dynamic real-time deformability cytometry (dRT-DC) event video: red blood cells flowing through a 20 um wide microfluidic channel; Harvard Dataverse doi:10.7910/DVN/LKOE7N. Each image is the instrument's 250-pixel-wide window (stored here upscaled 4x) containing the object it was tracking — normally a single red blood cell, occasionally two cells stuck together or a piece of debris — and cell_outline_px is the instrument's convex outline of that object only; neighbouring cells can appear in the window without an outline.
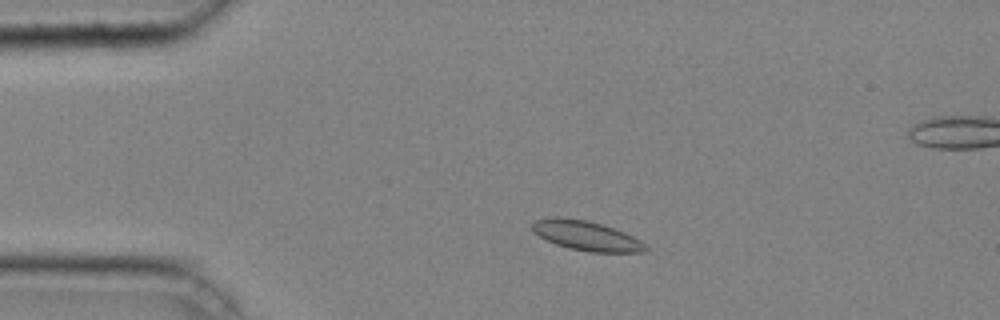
{"species": "common noctule bat (a hibernating species)", "species_latin": "Nyctalus noctula", "temperature_condition": "cold", "stored_images_in_passage": 37, "camera_frame_rate_fps": 3000, "um_per_image_px": 0.085, "animal": {"sex": "male", "body_mass_g": 20.4}, "frame": {"image": 1, "passage_image": 6, "time_ms": 1.667, "image_size_px": [1000, 320], "cell_outline_px": [[648, 252], [588, 252], [568, 248], [556, 244], [532, 232], [532, 224], [536, 220], [552, 216], [556, 216], [588, 220], [604, 224], [624, 232], [640, 240], [648, 248]], "centroid_in_image_um": [49.84, 20.02], "position_along_channel_um": 35.2, "area_um2": 19.71}}
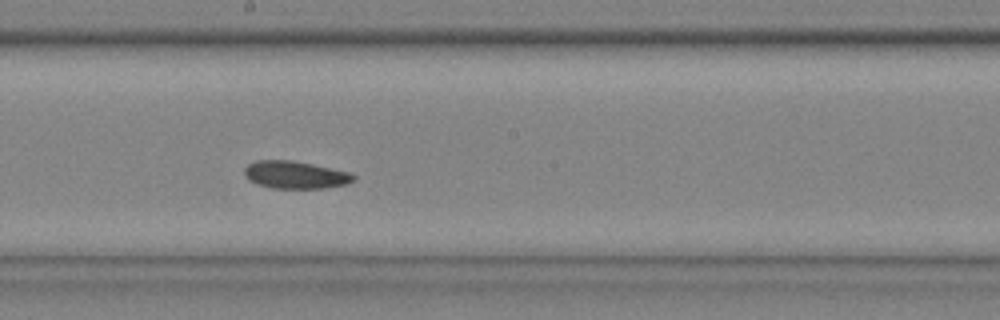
{"frame": {"image": 2, "passage_image": 22, "time_ms": 7.0, "image_size_px": [1000, 320], "cell_outline_px": [[356, 176], [352, 180], [344, 184], [324, 188], [272, 188], [256, 184], [248, 180], [244, 176], [244, 168], [248, 164], [256, 160], [292, 160], [312, 164], [348, 172]], "centroid_in_image_um": [25.02, 14.86], "position_along_channel_um": 223.2, "area_um2": 17.4}}
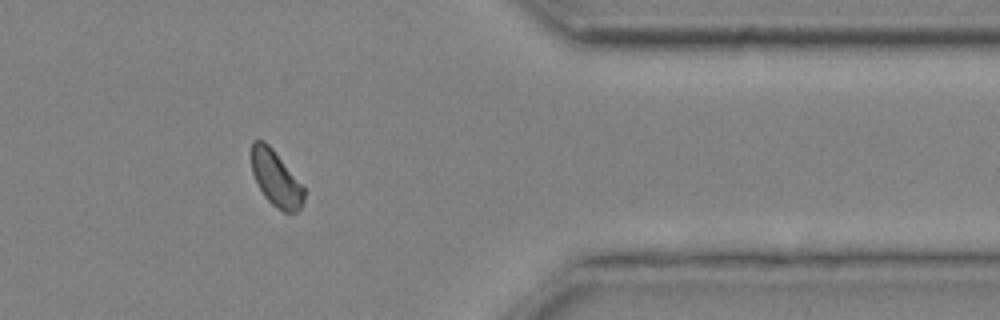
{"frame": {"image": 3, "passage_image": 35, "time_ms": 11.333, "image_size_px": [1000, 320], "cell_outline_px": [[304, 200], [300, 208], [296, 212], [284, 212], [272, 204], [264, 196], [252, 172], [252, 140], [264, 140], [272, 148], [304, 188]], "centroid_in_image_um": [23.45, 15.17], "position_along_channel_um": 388.0, "area_um2": 16.59}, "authors_computed_cell_mechanics": {"area_um2": 17.918, "velocity_mm_per_s": 4.2171, "shape_relaxation_time_tau1_ms": null, "shape_relaxation_time_tau2_ms": 2.2624, "deformation_change_tau1": null, "deformation_change_tau2": 0.0384}}